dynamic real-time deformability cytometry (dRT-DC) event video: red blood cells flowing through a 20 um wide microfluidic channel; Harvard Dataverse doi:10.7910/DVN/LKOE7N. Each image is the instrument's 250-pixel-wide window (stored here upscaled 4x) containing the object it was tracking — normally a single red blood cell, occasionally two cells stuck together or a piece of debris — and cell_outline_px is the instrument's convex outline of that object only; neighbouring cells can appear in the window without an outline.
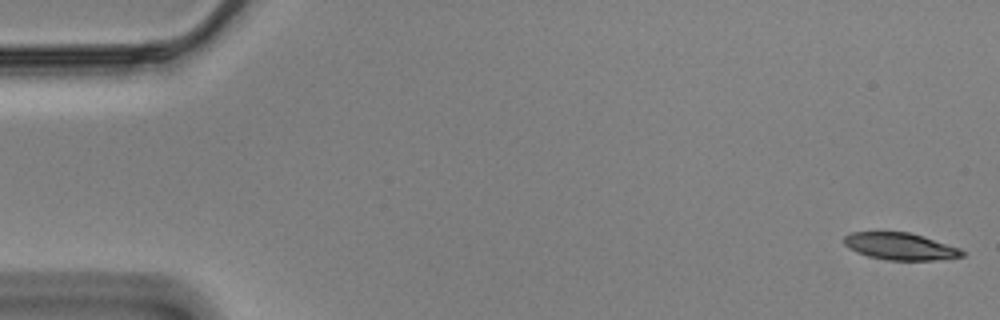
{"species": "Egyptian fruit bat (a non-hibernating species)", "species_latin": "Rousettus aegyptiacus", "temperature_condition": "cold", "stored_images_in_passage": 57, "camera_frame_rate_fps": 3000, "um_per_image_px": 0.085, "animal": {"sex": "male"}, "frame": {"image": 1, "passage_image": 1, "time_ms": 0.0, "image_size_px": [1000, 320], "cell_outline_px": [[964, 256], [936, 260], [888, 260], [868, 256], [856, 252], [848, 248], [844, 244], [844, 236], [852, 232], [908, 232], [960, 248], [964, 252]], "centroid_in_image_um": [76.49, 20.95], "position_along_channel_um": 8.5, "area_um2": 18.44}}
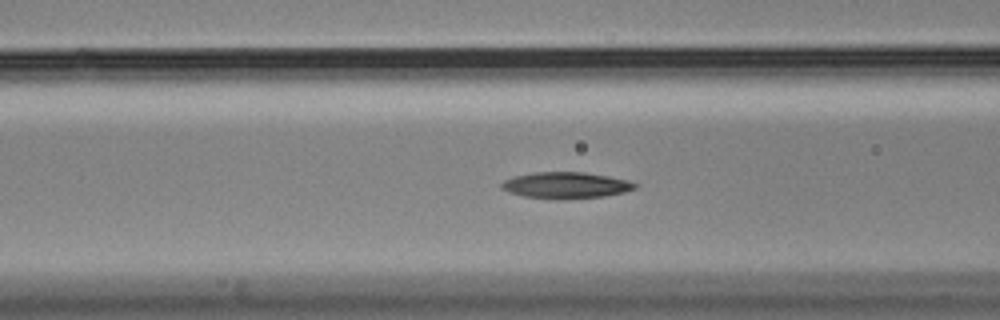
{"frame": {"image": 2, "passage_image": 22, "time_ms": 7.0, "image_size_px": [1000, 320], "cell_outline_px": [[636, 188], [624, 192], [604, 196], [560, 200], [524, 196], [508, 192], [500, 188], [500, 184], [504, 180], [516, 176], [536, 172], [584, 172], [608, 176], [628, 180], [636, 184]], "centroid_in_image_um": [48.08, 15.75], "position_along_channel_um": 118.5, "area_um2": 20.46}}
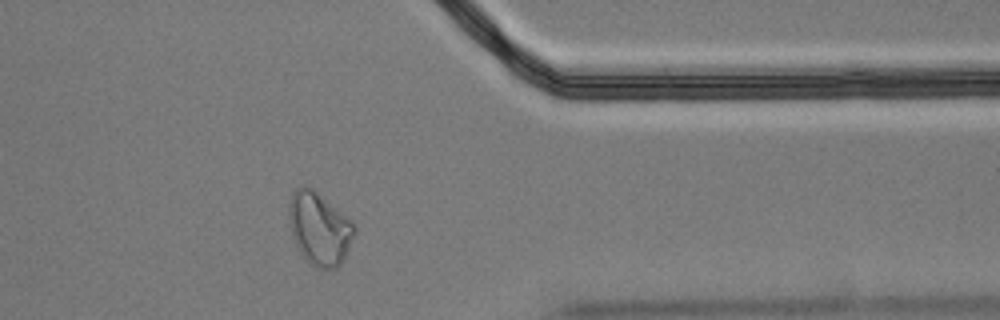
{"frame": {"image": 3, "passage_image": 46, "time_ms": 15.0, "image_size_px": [1000, 320], "cell_outline_px": [[356, 232], [344, 260], [336, 268], [316, 268], [304, 256], [292, 232], [288, 212], [288, 204], [292, 192], [300, 184], [308, 184], [344, 216], [356, 228]], "centroid_in_image_um": [27.14, 19.39], "position_along_channel_um": 384.3, "area_um2": 27.11}}